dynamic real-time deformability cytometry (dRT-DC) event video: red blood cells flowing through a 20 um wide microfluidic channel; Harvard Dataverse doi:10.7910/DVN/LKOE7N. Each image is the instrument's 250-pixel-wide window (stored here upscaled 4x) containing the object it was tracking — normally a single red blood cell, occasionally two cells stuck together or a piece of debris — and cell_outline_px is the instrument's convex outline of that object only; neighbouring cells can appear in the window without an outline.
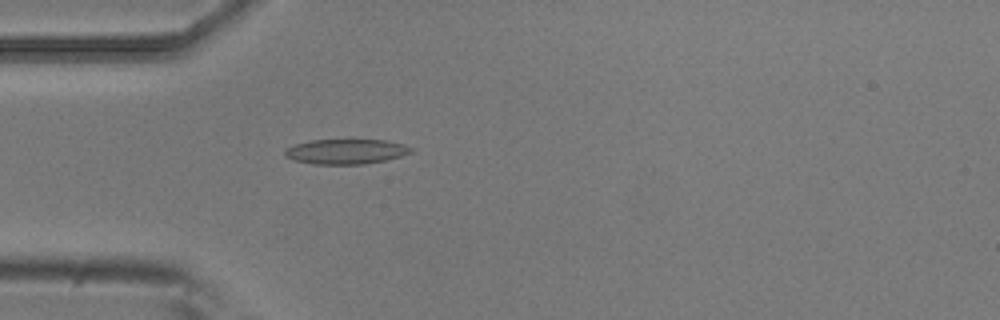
{"species": "common noctule bat (a hibernating species)", "species_latin": "Nyctalus noctula", "temperature_condition": "room temperature", "stored_images_in_passage": 5, "camera_frame_rate_fps": 3000, "um_per_image_px": 0.085, "animal": {"sex": "male", "body_mass_g": 20.5, "forearm_length_mm": 52.5}, "frame": {"image": 1, "passage_image": 5, "time_ms": 1.333, "image_size_px": [1000, 320], "cell_outline_px": [[412, 152], [400, 156], [384, 160], [364, 164], [312, 164], [296, 160], [284, 156], [284, 148], [296, 144], [312, 140], [384, 140], [404, 144], [412, 148]], "centroid_in_image_um": [29.38, 12.88], "position_along_channel_um": 55.6, "area_um2": 18.21}}